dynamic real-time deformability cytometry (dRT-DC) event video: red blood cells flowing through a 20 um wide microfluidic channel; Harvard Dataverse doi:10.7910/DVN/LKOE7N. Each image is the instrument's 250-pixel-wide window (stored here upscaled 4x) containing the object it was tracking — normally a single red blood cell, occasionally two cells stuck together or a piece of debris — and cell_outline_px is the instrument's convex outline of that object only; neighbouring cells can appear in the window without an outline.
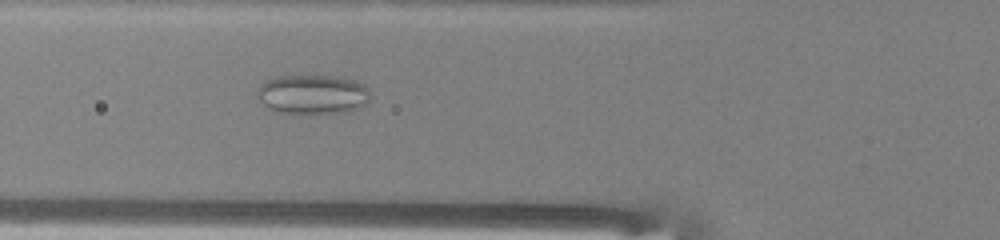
{"species": "common noctule bat (a hibernating species)", "species_latin": "Nyctalus noctula", "temperature_condition": "warm", "stored_images_in_passage": 40, "camera_frame_rate_fps": 3000, "um_per_image_px": 0.085, "animal": {"sex": "male", "body_mass_g": 13.0, "forearm_length_mm": 53.1}, "frame": {"image": 1, "passage_image": 8, "time_ms": 2.333, "image_size_px": [1000, 240], "cell_outline_px": [[368, 100], [360, 108], [348, 112], [308, 116], [300, 116], [276, 112], [268, 108], [256, 96], [256, 92], [260, 84], [276, 76], [336, 76], [356, 80], [364, 84], [368, 88]], "centroid_in_image_um": [26.55, 8.07], "position_along_channel_um": 99.2, "area_um2": 26.93}}
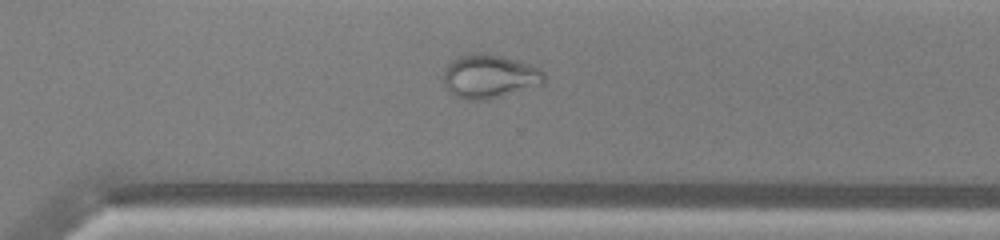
{"frame": {"image": 2, "passage_image": 25, "time_ms": 8.0, "image_size_px": [1000, 240], "cell_outline_px": [[544, 84], [488, 100], [464, 100], [456, 96], [444, 84], [444, 72], [448, 64], [452, 60], [460, 56], [472, 52], [484, 52], [500, 56], [528, 64], [544, 72]], "centroid_in_image_um": [41.59, 6.5], "position_along_channel_um": 329.0, "area_um2": 25.49}}
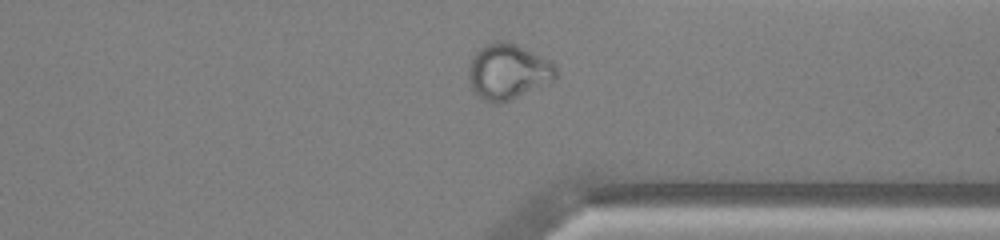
{"frame": {"image": 3, "passage_image": 28, "time_ms": 9.0, "image_size_px": [1000, 240], "cell_outline_px": [[556, 76], [552, 80], [500, 104], [496, 104], [480, 100], [472, 88], [468, 80], [468, 64], [472, 56], [480, 48], [488, 44], [500, 40], [516, 44], [548, 60], [556, 68]], "centroid_in_image_um": [43.09, 6.1], "position_along_channel_um": 368.3, "area_um2": 27.86}, "authors_computed_cell_mechanics": {"area_um2": 27.7151, "velocity_mm_per_s": 4.0603, "shape_relaxation_time_tau1_ms": null, "shape_relaxation_time_tau2_ms": 1.5415, "deformation_change_tau1": null, "deformation_change_tau2": 0.0617}}